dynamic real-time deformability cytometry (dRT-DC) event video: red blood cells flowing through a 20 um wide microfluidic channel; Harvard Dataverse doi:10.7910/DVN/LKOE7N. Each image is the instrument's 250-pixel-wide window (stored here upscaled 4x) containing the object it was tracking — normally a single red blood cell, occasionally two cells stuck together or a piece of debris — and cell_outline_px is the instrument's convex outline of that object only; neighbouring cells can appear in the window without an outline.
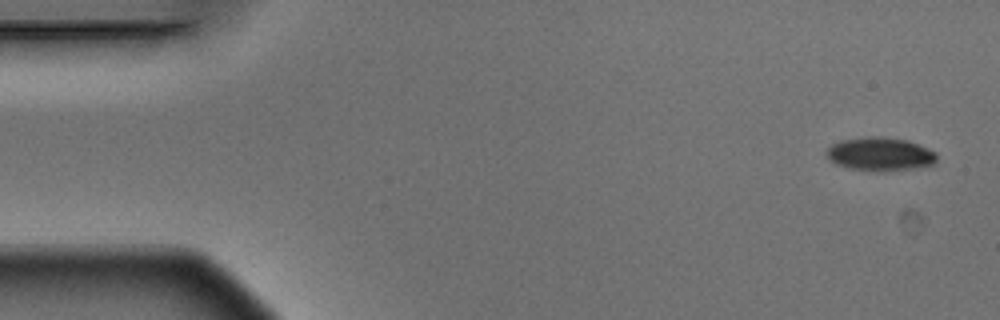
{"species": "Egyptian fruit bat (a non-hibernating species)", "species_latin": "Rousettus aegyptiacus", "temperature_condition": "warm", "stored_images_in_passage": 5, "camera_frame_rate_fps": 3000, "um_per_image_px": 0.085, "animal": {"sex": "male"}, "frame": {"image": 1, "passage_image": 1, "time_ms": 0.0, "image_size_px": [1000, 320], "cell_outline_px": [[936, 164], [916, 168], [884, 172], [880, 172], [848, 168], [836, 164], [828, 160], [824, 156], [824, 152], [832, 144], [840, 140], [868, 136], [880, 136], [908, 140], [928, 148], [936, 152]], "centroid_in_image_um": [74.78, 13.1], "position_along_channel_um": 10.2, "area_um2": 22.02}}
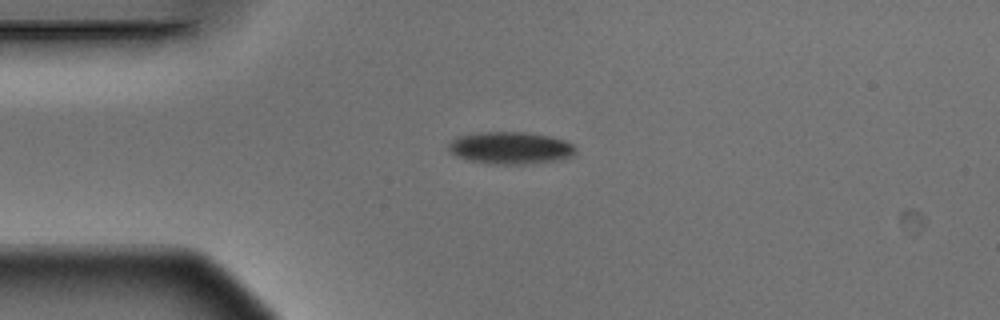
{"frame": {"image": 2, "passage_image": 4, "time_ms": 1.0, "image_size_px": [1000, 320], "cell_outline_px": [[576, 152], [572, 156], [560, 160], [524, 164], [500, 164], [468, 160], [456, 156], [448, 148], [448, 144], [452, 140], [460, 136], [476, 132], [524, 132], [552, 136], [564, 140], [572, 144], [576, 148]], "centroid_in_image_um": [43.42, 12.57], "position_along_channel_um": 41.6, "area_um2": 23.81}}